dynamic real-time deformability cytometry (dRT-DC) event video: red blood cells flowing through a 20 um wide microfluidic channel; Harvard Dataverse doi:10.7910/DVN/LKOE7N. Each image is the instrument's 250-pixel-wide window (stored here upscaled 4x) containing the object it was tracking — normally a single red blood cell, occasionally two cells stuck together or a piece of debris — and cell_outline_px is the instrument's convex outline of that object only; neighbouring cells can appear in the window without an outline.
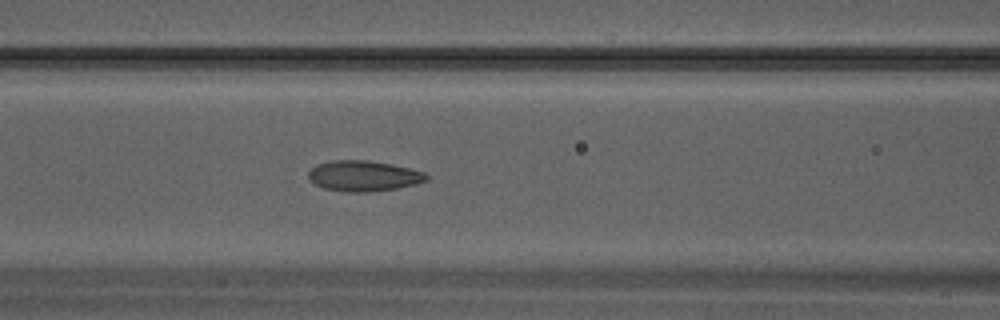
{"species": "Egyptian fruit bat (a non-hibernating species)", "species_latin": "Rousettus aegyptiacus", "temperature_condition": "warm", "stored_images_in_passage": 23, "camera_frame_rate_fps": 3000, "um_per_image_px": 0.085, "animal": {"sex": "male"}, "frame": {"image": 1, "passage_image": 4, "time_ms": 1.0, "image_size_px": [1000, 320], "cell_outline_px": [[428, 180], [416, 184], [396, 188], [368, 192], [348, 192], [324, 188], [308, 180], [308, 172], [316, 164], [332, 160], [368, 160], [392, 164], [428, 172]], "centroid_in_image_um": [30.92, 14.94], "position_along_channel_um": 135.7, "area_um2": 21.21}}
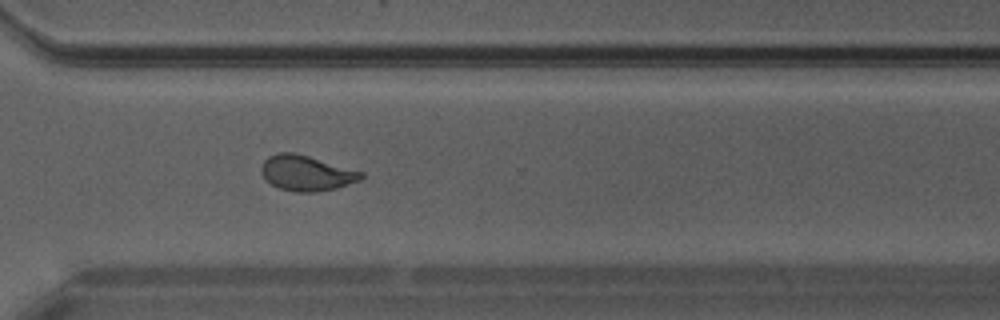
{"frame": {"image": 2, "passage_image": 14, "time_ms": 4.333, "image_size_px": [1000, 320], "cell_outline_px": [[364, 180], [336, 188], [316, 192], [296, 192], [280, 188], [272, 184], [260, 172], [260, 168], [264, 160], [268, 156], [280, 152], [292, 152], [308, 156], [364, 172]], "centroid_in_image_um": [26.08, 14.71], "position_along_channel_um": 344.5, "area_um2": 20.58}}